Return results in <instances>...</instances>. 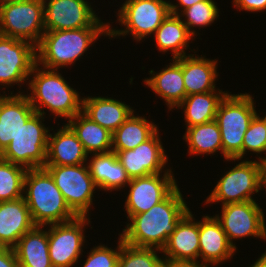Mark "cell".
I'll return each mask as SVG.
<instances>
[{
  "label": "cell",
  "instance_id": "cell-13",
  "mask_svg": "<svg viewBox=\"0 0 266 267\" xmlns=\"http://www.w3.org/2000/svg\"><path fill=\"white\" fill-rule=\"evenodd\" d=\"M226 233L229 243L236 249L233 239L257 237L266 239V225L262 208L256 201L222 205V214L215 215Z\"/></svg>",
  "mask_w": 266,
  "mask_h": 267
},
{
  "label": "cell",
  "instance_id": "cell-33",
  "mask_svg": "<svg viewBox=\"0 0 266 267\" xmlns=\"http://www.w3.org/2000/svg\"><path fill=\"white\" fill-rule=\"evenodd\" d=\"M27 168L0 159V201H13L23 197Z\"/></svg>",
  "mask_w": 266,
  "mask_h": 267
},
{
  "label": "cell",
  "instance_id": "cell-26",
  "mask_svg": "<svg viewBox=\"0 0 266 267\" xmlns=\"http://www.w3.org/2000/svg\"><path fill=\"white\" fill-rule=\"evenodd\" d=\"M35 226L26 232L13 248L23 267H53L49 256L48 231Z\"/></svg>",
  "mask_w": 266,
  "mask_h": 267
},
{
  "label": "cell",
  "instance_id": "cell-42",
  "mask_svg": "<svg viewBox=\"0 0 266 267\" xmlns=\"http://www.w3.org/2000/svg\"><path fill=\"white\" fill-rule=\"evenodd\" d=\"M263 187H265L266 189V167L263 169L261 178H260V190H262Z\"/></svg>",
  "mask_w": 266,
  "mask_h": 267
},
{
  "label": "cell",
  "instance_id": "cell-21",
  "mask_svg": "<svg viewBox=\"0 0 266 267\" xmlns=\"http://www.w3.org/2000/svg\"><path fill=\"white\" fill-rule=\"evenodd\" d=\"M161 252L164 253V260L199 258V222L195 221L191 211L180 220Z\"/></svg>",
  "mask_w": 266,
  "mask_h": 267
},
{
  "label": "cell",
  "instance_id": "cell-23",
  "mask_svg": "<svg viewBox=\"0 0 266 267\" xmlns=\"http://www.w3.org/2000/svg\"><path fill=\"white\" fill-rule=\"evenodd\" d=\"M82 112L109 132L118 129L134 112L130 105L105 97H82Z\"/></svg>",
  "mask_w": 266,
  "mask_h": 267
},
{
  "label": "cell",
  "instance_id": "cell-5",
  "mask_svg": "<svg viewBox=\"0 0 266 267\" xmlns=\"http://www.w3.org/2000/svg\"><path fill=\"white\" fill-rule=\"evenodd\" d=\"M250 94H227L220 102L215 120L218 123L224 158L242 159V144L251 120L257 114Z\"/></svg>",
  "mask_w": 266,
  "mask_h": 267
},
{
  "label": "cell",
  "instance_id": "cell-4",
  "mask_svg": "<svg viewBox=\"0 0 266 267\" xmlns=\"http://www.w3.org/2000/svg\"><path fill=\"white\" fill-rule=\"evenodd\" d=\"M110 27L45 31L36 46L37 64L57 69L77 61L99 36H109Z\"/></svg>",
  "mask_w": 266,
  "mask_h": 267
},
{
  "label": "cell",
  "instance_id": "cell-17",
  "mask_svg": "<svg viewBox=\"0 0 266 267\" xmlns=\"http://www.w3.org/2000/svg\"><path fill=\"white\" fill-rule=\"evenodd\" d=\"M236 249L229 243L216 216H203L199 221V257L214 265L230 259Z\"/></svg>",
  "mask_w": 266,
  "mask_h": 267
},
{
  "label": "cell",
  "instance_id": "cell-8",
  "mask_svg": "<svg viewBox=\"0 0 266 267\" xmlns=\"http://www.w3.org/2000/svg\"><path fill=\"white\" fill-rule=\"evenodd\" d=\"M118 21L125 30L109 28V38L129 33L137 41L154 34L170 14V2L164 0H126L118 10ZM111 36V37H110Z\"/></svg>",
  "mask_w": 266,
  "mask_h": 267
},
{
  "label": "cell",
  "instance_id": "cell-32",
  "mask_svg": "<svg viewBox=\"0 0 266 267\" xmlns=\"http://www.w3.org/2000/svg\"><path fill=\"white\" fill-rule=\"evenodd\" d=\"M178 4L174 5L170 2V13L178 16H185L186 20L182 22L187 26L189 33L195 37V32L191 28L194 27H206L209 24L213 23L215 19L219 17V9L217 4L213 0H203L198 3H195L191 7L182 10L179 13ZM182 13V14H181ZM181 14V15H180Z\"/></svg>",
  "mask_w": 266,
  "mask_h": 267
},
{
  "label": "cell",
  "instance_id": "cell-38",
  "mask_svg": "<svg viewBox=\"0 0 266 267\" xmlns=\"http://www.w3.org/2000/svg\"><path fill=\"white\" fill-rule=\"evenodd\" d=\"M18 265L14 249L0 247V267H18Z\"/></svg>",
  "mask_w": 266,
  "mask_h": 267
},
{
  "label": "cell",
  "instance_id": "cell-31",
  "mask_svg": "<svg viewBox=\"0 0 266 267\" xmlns=\"http://www.w3.org/2000/svg\"><path fill=\"white\" fill-rule=\"evenodd\" d=\"M189 145V154H213L222 149L221 132L216 120L187 127L183 136Z\"/></svg>",
  "mask_w": 266,
  "mask_h": 267
},
{
  "label": "cell",
  "instance_id": "cell-2",
  "mask_svg": "<svg viewBox=\"0 0 266 267\" xmlns=\"http://www.w3.org/2000/svg\"><path fill=\"white\" fill-rule=\"evenodd\" d=\"M23 194L36 226L64 223L77 217L44 167L27 170Z\"/></svg>",
  "mask_w": 266,
  "mask_h": 267
},
{
  "label": "cell",
  "instance_id": "cell-27",
  "mask_svg": "<svg viewBox=\"0 0 266 267\" xmlns=\"http://www.w3.org/2000/svg\"><path fill=\"white\" fill-rule=\"evenodd\" d=\"M67 124L76 133L88 154L112 151V133L92 121L82 111L71 118Z\"/></svg>",
  "mask_w": 266,
  "mask_h": 267
},
{
  "label": "cell",
  "instance_id": "cell-18",
  "mask_svg": "<svg viewBox=\"0 0 266 267\" xmlns=\"http://www.w3.org/2000/svg\"><path fill=\"white\" fill-rule=\"evenodd\" d=\"M35 226L23 197L0 201V247L14 248L18 240Z\"/></svg>",
  "mask_w": 266,
  "mask_h": 267
},
{
  "label": "cell",
  "instance_id": "cell-12",
  "mask_svg": "<svg viewBox=\"0 0 266 267\" xmlns=\"http://www.w3.org/2000/svg\"><path fill=\"white\" fill-rule=\"evenodd\" d=\"M48 1V2H47ZM85 0H43L45 31L111 27Z\"/></svg>",
  "mask_w": 266,
  "mask_h": 267
},
{
  "label": "cell",
  "instance_id": "cell-15",
  "mask_svg": "<svg viewBox=\"0 0 266 267\" xmlns=\"http://www.w3.org/2000/svg\"><path fill=\"white\" fill-rule=\"evenodd\" d=\"M36 63L34 44L0 34V85L12 86L29 80Z\"/></svg>",
  "mask_w": 266,
  "mask_h": 267
},
{
  "label": "cell",
  "instance_id": "cell-30",
  "mask_svg": "<svg viewBox=\"0 0 266 267\" xmlns=\"http://www.w3.org/2000/svg\"><path fill=\"white\" fill-rule=\"evenodd\" d=\"M158 130L157 125L149 122L145 117L129 118L112 133V151L130 150L148 140Z\"/></svg>",
  "mask_w": 266,
  "mask_h": 267
},
{
  "label": "cell",
  "instance_id": "cell-11",
  "mask_svg": "<svg viewBox=\"0 0 266 267\" xmlns=\"http://www.w3.org/2000/svg\"><path fill=\"white\" fill-rule=\"evenodd\" d=\"M90 223L89 217L50 225L48 230L49 256L53 267H72L83 252L84 230Z\"/></svg>",
  "mask_w": 266,
  "mask_h": 267
},
{
  "label": "cell",
  "instance_id": "cell-41",
  "mask_svg": "<svg viewBox=\"0 0 266 267\" xmlns=\"http://www.w3.org/2000/svg\"><path fill=\"white\" fill-rule=\"evenodd\" d=\"M250 267H266V254L263 253L257 261Z\"/></svg>",
  "mask_w": 266,
  "mask_h": 267
},
{
  "label": "cell",
  "instance_id": "cell-19",
  "mask_svg": "<svg viewBox=\"0 0 266 267\" xmlns=\"http://www.w3.org/2000/svg\"><path fill=\"white\" fill-rule=\"evenodd\" d=\"M0 94V152L12 141L21 127L36 112L26 94Z\"/></svg>",
  "mask_w": 266,
  "mask_h": 267
},
{
  "label": "cell",
  "instance_id": "cell-16",
  "mask_svg": "<svg viewBox=\"0 0 266 267\" xmlns=\"http://www.w3.org/2000/svg\"><path fill=\"white\" fill-rule=\"evenodd\" d=\"M157 130L148 140L130 150L115 152L130 179L162 173L168 157Z\"/></svg>",
  "mask_w": 266,
  "mask_h": 267
},
{
  "label": "cell",
  "instance_id": "cell-39",
  "mask_svg": "<svg viewBox=\"0 0 266 267\" xmlns=\"http://www.w3.org/2000/svg\"><path fill=\"white\" fill-rule=\"evenodd\" d=\"M164 267H209V264L197 260H164Z\"/></svg>",
  "mask_w": 266,
  "mask_h": 267
},
{
  "label": "cell",
  "instance_id": "cell-34",
  "mask_svg": "<svg viewBox=\"0 0 266 267\" xmlns=\"http://www.w3.org/2000/svg\"><path fill=\"white\" fill-rule=\"evenodd\" d=\"M157 251L161 250L153 247H137L123 242L117 267H164V259L157 255Z\"/></svg>",
  "mask_w": 266,
  "mask_h": 267
},
{
  "label": "cell",
  "instance_id": "cell-20",
  "mask_svg": "<svg viewBox=\"0 0 266 267\" xmlns=\"http://www.w3.org/2000/svg\"><path fill=\"white\" fill-rule=\"evenodd\" d=\"M88 155L68 124L54 135L49 132L45 165H80L86 163Z\"/></svg>",
  "mask_w": 266,
  "mask_h": 267
},
{
  "label": "cell",
  "instance_id": "cell-44",
  "mask_svg": "<svg viewBox=\"0 0 266 267\" xmlns=\"http://www.w3.org/2000/svg\"><path fill=\"white\" fill-rule=\"evenodd\" d=\"M11 1H21V0H0V3H6V2H11Z\"/></svg>",
  "mask_w": 266,
  "mask_h": 267
},
{
  "label": "cell",
  "instance_id": "cell-22",
  "mask_svg": "<svg viewBox=\"0 0 266 267\" xmlns=\"http://www.w3.org/2000/svg\"><path fill=\"white\" fill-rule=\"evenodd\" d=\"M182 67L185 97L192 94H201L217 91V60H209L203 56L189 54L175 59Z\"/></svg>",
  "mask_w": 266,
  "mask_h": 267
},
{
  "label": "cell",
  "instance_id": "cell-28",
  "mask_svg": "<svg viewBox=\"0 0 266 267\" xmlns=\"http://www.w3.org/2000/svg\"><path fill=\"white\" fill-rule=\"evenodd\" d=\"M227 94L219 90L186 96L177 106L184 110L186 128L215 120L219 104Z\"/></svg>",
  "mask_w": 266,
  "mask_h": 267
},
{
  "label": "cell",
  "instance_id": "cell-37",
  "mask_svg": "<svg viewBox=\"0 0 266 267\" xmlns=\"http://www.w3.org/2000/svg\"><path fill=\"white\" fill-rule=\"evenodd\" d=\"M234 7L250 12L266 10V0H233Z\"/></svg>",
  "mask_w": 266,
  "mask_h": 267
},
{
  "label": "cell",
  "instance_id": "cell-25",
  "mask_svg": "<svg viewBox=\"0 0 266 267\" xmlns=\"http://www.w3.org/2000/svg\"><path fill=\"white\" fill-rule=\"evenodd\" d=\"M90 174L98 189L112 191L127 187L130 178L115 152L93 154L88 163Z\"/></svg>",
  "mask_w": 266,
  "mask_h": 267
},
{
  "label": "cell",
  "instance_id": "cell-36",
  "mask_svg": "<svg viewBox=\"0 0 266 267\" xmlns=\"http://www.w3.org/2000/svg\"><path fill=\"white\" fill-rule=\"evenodd\" d=\"M122 244L123 239L120 236L116 250L105 245L93 247L83 267H117Z\"/></svg>",
  "mask_w": 266,
  "mask_h": 267
},
{
  "label": "cell",
  "instance_id": "cell-14",
  "mask_svg": "<svg viewBox=\"0 0 266 267\" xmlns=\"http://www.w3.org/2000/svg\"><path fill=\"white\" fill-rule=\"evenodd\" d=\"M171 170L163 171V176L159 173L130 180L127 184L130 190L124 206L128 214L127 218L147 212L163 201L178 186Z\"/></svg>",
  "mask_w": 266,
  "mask_h": 267
},
{
  "label": "cell",
  "instance_id": "cell-43",
  "mask_svg": "<svg viewBox=\"0 0 266 267\" xmlns=\"http://www.w3.org/2000/svg\"><path fill=\"white\" fill-rule=\"evenodd\" d=\"M259 161L264 163V166L266 167V157H259Z\"/></svg>",
  "mask_w": 266,
  "mask_h": 267
},
{
  "label": "cell",
  "instance_id": "cell-35",
  "mask_svg": "<svg viewBox=\"0 0 266 267\" xmlns=\"http://www.w3.org/2000/svg\"><path fill=\"white\" fill-rule=\"evenodd\" d=\"M247 150L258 154L266 152V118L260 117L258 113L251 120L245 132L242 144V158Z\"/></svg>",
  "mask_w": 266,
  "mask_h": 267
},
{
  "label": "cell",
  "instance_id": "cell-24",
  "mask_svg": "<svg viewBox=\"0 0 266 267\" xmlns=\"http://www.w3.org/2000/svg\"><path fill=\"white\" fill-rule=\"evenodd\" d=\"M171 60L173 62L159 73L150 70L152 76L144 80L155 94L164 99L169 110L177 107L185 98L182 67L175 59Z\"/></svg>",
  "mask_w": 266,
  "mask_h": 267
},
{
  "label": "cell",
  "instance_id": "cell-1",
  "mask_svg": "<svg viewBox=\"0 0 266 267\" xmlns=\"http://www.w3.org/2000/svg\"><path fill=\"white\" fill-rule=\"evenodd\" d=\"M190 211L178 186L147 212L129 218L120 234L123 242L137 247L162 250L180 220Z\"/></svg>",
  "mask_w": 266,
  "mask_h": 267
},
{
  "label": "cell",
  "instance_id": "cell-3",
  "mask_svg": "<svg viewBox=\"0 0 266 267\" xmlns=\"http://www.w3.org/2000/svg\"><path fill=\"white\" fill-rule=\"evenodd\" d=\"M36 63L29 81L30 95H26L33 109L42 115L46 114L42 107L48 108L58 117L68 121L82 111V98L79 93L68 85L57 69H43Z\"/></svg>",
  "mask_w": 266,
  "mask_h": 267
},
{
  "label": "cell",
  "instance_id": "cell-9",
  "mask_svg": "<svg viewBox=\"0 0 266 267\" xmlns=\"http://www.w3.org/2000/svg\"><path fill=\"white\" fill-rule=\"evenodd\" d=\"M264 168L261 161L239 162L220 178L205 203L222 202V205H226L255 201L252 195L260 190V178Z\"/></svg>",
  "mask_w": 266,
  "mask_h": 267
},
{
  "label": "cell",
  "instance_id": "cell-10",
  "mask_svg": "<svg viewBox=\"0 0 266 267\" xmlns=\"http://www.w3.org/2000/svg\"><path fill=\"white\" fill-rule=\"evenodd\" d=\"M44 168L52 176L70 209L77 216H87L93 202V193L97 188L88 164L45 165Z\"/></svg>",
  "mask_w": 266,
  "mask_h": 267
},
{
  "label": "cell",
  "instance_id": "cell-6",
  "mask_svg": "<svg viewBox=\"0 0 266 267\" xmlns=\"http://www.w3.org/2000/svg\"><path fill=\"white\" fill-rule=\"evenodd\" d=\"M43 119L42 114L35 112L1 152V159L27 169L44 167L50 130Z\"/></svg>",
  "mask_w": 266,
  "mask_h": 267
},
{
  "label": "cell",
  "instance_id": "cell-7",
  "mask_svg": "<svg viewBox=\"0 0 266 267\" xmlns=\"http://www.w3.org/2000/svg\"><path fill=\"white\" fill-rule=\"evenodd\" d=\"M45 32L43 0L0 3V34L37 46Z\"/></svg>",
  "mask_w": 266,
  "mask_h": 267
},
{
  "label": "cell",
  "instance_id": "cell-40",
  "mask_svg": "<svg viewBox=\"0 0 266 267\" xmlns=\"http://www.w3.org/2000/svg\"><path fill=\"white\" fill-rule=\"evenodd\" d=\"M179 1V5L182 6V9H187L189 7H191L192 5H194L195 3H198L200 1L203 0H178Z\"/></svg>",
  "mask_w": 266,
  "mask_h": 267
},
{
  "label": "cell",
  "instance_id": "cell-29",
  "mask_svg": "<svg viewBox=\"0 0 266 267\" xmlns=\"http://www.w3.org/2000/svg\"><path fill=\"white\" fill-rule=\"evenodd\" d=\"M159 51L171 50L173 59L186 56L185 50L193 36L178 15L169 14L154 33ZM185 49V50H184Z\"/></svg>",
  "mask_w": 266,
  "mask_h": 267
}]
</instances>
